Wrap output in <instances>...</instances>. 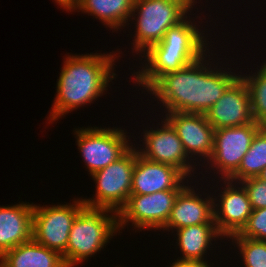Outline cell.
<instances>
[{
    "instance_id": "obj_1",
    "label": "cell",
    "mask_w": 266,
    "mask_h": 267,
    "mask_svg": "<svg viewBox=\"0 0 266 267\" xmlns=\"http://www.w3.org/2000/svg\"><path fill=\"white\" fill-rule=\"evenodd\" d=\"M213 51L210 48L196 62L181 70L165 74L144 92L150 94V97L153 96L151 99L158 102L156 106L161 104L159 109L162 107L160 110L164 113L205 114L240 76L237 70L231 68L229 62L226 63L230 68L224 67L221 64L223 61L220 62V55L214 54ZM215 55L219 56L216 57L218 62L214 58Z\"/></svg>"
},
{
    "instance_id": "obj_2",
    "label": "cell",
    "mask_w": 266,
    "mask_h": 267,
    "mask_svg": "<svg viewBox=\"0 0 266 267\" xmlns=\"http://www.w3.org/2000/svg\"><path fill=\"white\" fill-rule=\"evenodd\" d=\"M118 52V53H117ZM121 52V53H120ZM120 54L124 55L120 48L116 51L86 54L67 53L63 66L60 68L59 79L56 84V95L52 109H50L47 124L62 119L80 107L91 105L99 97L106 94L109 85L116 79L115 63ZM111 82V83H110Z\"/></svg>"
},
{
    "instance_id": "obj_3",
    "label": "cell",
    "mask_w": 266,
    "mask_h": 267,
    "mask_svg": "<svg viewBox=\"0 0 266 267\" xmlns=\"http://www.w3.org/2000/svg\"><path fill=\"white\" fill-rule=\"evenodd\" d=\"M193 13L190 12L179 24L169 28L159 43L152 45L138 58L141 67L132 73L135 88L137 85V88L142 87L140 90L147 91L160 77L189 66L204 56L209 48H215L208 33L212 30L207 27L202 30V20L209 17L201 18ZM190 15L195 16L194 19Z\"/></svg>"
},
{
    "instance_id": "obj_4",
    "label": "cell",
    "mask_w": 266,
    "mask_h": 267,
    "mask_svg": "<svg viewBox=\"0 0 266 267\" xmlns=\"http://www.w3.org/2000/svg\"><path fill=\"white\" fill-rule=\"evenodd\" d=\"M197 4L196 0H134L128 27L134 26L132 53L138 59L152 45L159 43L165 32L184 20ZM130 25V26H129Z\"/></svg>"
},
{
    "instance_id": "obj_5",
    "label": "cell",
    "mask_w": 266,
    "mask_h": 267,
    "mask_svg": "<svg viewBox=\"0 0 266 267\" xmlns=\"http://www.w3.org/2000/svg\"><path fill=\"white\" fill-rule=\"evenodd\" d=\"M119 234L117 213L85 206L72 223L66 251L62 254L67 267H78L103 251Z\"/></svg>"
},
{
    "instance_id": "obj_6",
    "label": "cell",
    "mask_w": 266,
    "mask_h": 267,
    "mask_svg": "<svg viewBox=\"0 0 266 267\" xmlns=\"http://www.w3.org/2000/svg\"><path fill=\"white\" fill-rule=\"evenodd\" d=\"M137 149L133 144L119 159L91 175L95 195L83 198L85 206L118 213L127 203L132 189V176Z\"/></svg>"
},
{
    "instance_id": "obj_7",
    "label": "cell",
    "mask_w": 266,
    "mask_h": 267,
    "mask_svg": "<svg viewBox=\"0 0 266 267\" xmlns=\"http://www.w3.org/2000/svg\"><path fill=\"white\" fill-rule=\"evenodd\" d=\"M121 127L84 126L73 130L85 169L91 176L119 159L133 144Z\"/></svg>"
},
{
    "instance_id": "obj_8",
    "label": "cell",
    "mask_w": 266,
    "mask_h": 267,
    "mask_svg": "<svg viewBox=\"0 0 266 267\" xmlns=\"http://www.w3.org/2000/svg\"><path fill=\"white\" fill-rule=\"evenodd\" d=\"M159 119L161 121L157 123L156 127L152 124V127H148L150 129H143L141 133L143 135H140L143 138L138 137L142 139L139 141V143L142 141V144H138L140 147L135 145L138 153L150 161L171 165L179 169L187 178L195 180L194 183L197 184L199 182L196 179L198 178L197 175H200V173L202 175L203 170L197 173L200 168L185 152L174 128L164 118ZM158 125L161 126L159 127ZM194 174L197 175L195 176Z\"/></svg>"
},
{
    "instance_id": "obj_9",
    "label": "cell",
    "mask_w": 266,
    "mask_h": 267,
    "mask_svg": "<svg viewBox=\"0 0 266 267\" xmlns=\"http://www.w3.org/2000/svg\"><path fill=\"white\" fill-rule=\"evenodd\" d=\"M261 127V124L252 122L241 126L216 129L212 155L203 166L206 167L205 172L207 169L208 172L210 170L208 174L215 172L205 178L206 182H208L207 178L210 179L213 175L215 177L211 178V181H217V177L229 179L238 170L243 156L249 150L255 134Z\"/></svg>"
},
{
    "instance_id": "obj_10",
    "label": "cell",
    "mask_w": 266,
    "mask_h": 267,
    "mask_svg": "<svg viewBox=\"0 0 266 267\" xmlns=\"http://www.w3.org/2000/svg\"><path fill=\"white\" fill-rule=\"evenodd\" d=\"M181 190H164L148 195L131 194L127 203L117 213L118 231L130 225L135 232L156 230L166 225L176 197ZM121 230V231H120Z\"/></svg>"
},
{
    "instance_id": "obj_11",
    "label": "cell",
    "mask_w": 266,
    "mask_h": 267,
    "mask_svg": "<svg viewBox=\"0 0 266 267\" xmlns=\"http://www.w3.org/2000/svg\"><path fill=\"white\" fill-rule=\"evenodd\" d=\"M84 207L82 197L66 204H34L32 238L62 255L67 248L72 223Z\"/></svg>"
},
{
    "instance_id": "obj_12",
    "label": "cell",
    "mask_w": 266,
    "mask_h": 267,
    "mask_svg": "<svg viewBox=\"0 0 266 267\" xmlns=\"http://www.w3.org/2000/svg\"><path fill=\"white\" fill-rule=\"evenodd\" d=\"M213 187L218 188L212 193L214 222L218 232L228 240L234 234L239 233L246 225L252 213V207L247 191L240 182L229 179H217ZM219 194H217V193ZM215 193V194H214ZM217 195V196H215Z\"/></svg>"
},
{
    "instance_id": "obj_13",
    "label": "cell",
    "mask_w": 266,
    "mask_h": 267,
    "mask_svg": "<svg viewBox=\"0 0 266 267\" xmlns=\"http://www.w3.org/2000/svg\"><path fill=\"white\" fill-rule=\"evenodd\" d=\"M161 117L174 128L189 158L195 161L199 168L203 167L212 155L215 133L206 115L165 112V115Z\"/></svg>"
},
{
    "instance_id": "obj_14",
    "label": "cell",
    "mask_w": 266,
    "mask_h": 267,
    "mask_svg": "<svg viewBox=\"0 0 266 267\" xmlns=\"http://www.w3.org/2000/svg\"><path fill=\"white\" fill-rule=\"evenodd\" d=\"M192 183L190 181L176 197L170 217L166 225L162 228L163 232L171 231L170 233L172 234L174 230L187 226L215 224L212 192L206 193L205 191L209 190L207 188L203 191V196L202 191L196 188L201 182L197 186L196 184L192 186Z\"/></svg>"
},
{
    "instance_id": "obj_15",
    "label": "cell",
    "mask_w": 266,
    "mask_h": 267,
    "mask_svg": "<svg viewBox=\"0 0 266 267\" xmlns=\"http://www.w3.org/2000/svg\"><path fill=\"white\" fill-rule=\"evenodd\" d=\"M208 122L216 130L255 122L247 85L239 76L205 113Z\"/></svg>"
},
{
    "instance_id": "obj_16",
    "label": "cell",
    "mask_w": 266,
    "mask_h": 267,
    "mask_svg": "<svg viewBox=\"0 0 266 267\" xmlns=\"http://www.w3.org/2000/svg\"><path fill=\"white\" fill-rule=\"evenodd\" d=\"M189 181L193 180L187 178L179 169L150 161L137 150L131 194L148 195L164 190H182Z\"/></svg>"
},
{
    "instance_id": "obj_17",
    "label": "cell",
    "mask_w": 266,
    "mask_h": 267,
    "mask_svg": "<svg viewBox=\"0 0 266 267\" xmlns=\"http://www.w3.org/2000/svg\"><path fill=\"white\" fill-rule=\"evenodd\" d=\"M34 203L20 201L0 206V257L32 239Z\"/></svg>"
},
{
    "instance_id": "obj_18",
    "label": "cell",
    "mask_w": 266,
    "mask_h": 267,
    "mask_svg": "<svg viewBox=\"0 0 266 267\" xmlns=\"http://www.w3.org/2000/svg\"><path fill=\"white\" fill-rule=\"evenodd\" d=\"M174 231L172 235H176L174 239L176 238L175 244H177L175 249H179L181 255L176 258L177 260H173V262L176 263L207 261L208 259L206 257L209 253L208 251H211V254H213L212 250L216 249L215 243H217V245L219 243L216 241H225V238L218 232L216 224H198ZM213 245L215 247H213Z\"/></svg>"
},
{
    "instance_id": "obj_19",
    "label": "cell",
    "mask_w": 266,
    "mask_h": 267,
    "mask_svg": "<svg viewBox=\"0 0 266 267\" xmlns=\"http://www.w3.org/2000/svg\"><path fill=\"white\" fill-rule=\"evenodd\" d=\"M133 7L134 0H75L66 12L81 11L118 33L129 24Z\"/></svg>"
},
{
    "instance_id": "obj_20",
    "label": "cell",
    "mask_w": 266,
    "mask_h": 267,
    "mask_svg": "<svg viewBox=\"0 0 266 267\" xmlns=\"http://www.w3.org/2000/svg\"><path fill=\"white\" fill-rule=\"evenodd\" d=\"M0 267H67L62 255L39 244L33 238L0 257Z\"/></svg>"
},
{
    "instance_id": "obj_21",
    "label": "cell",
    "mask_w": 266,
    "mask_h": 267,
    "mask_svg": "<svg viewBox=\"0 0 266 267\" xmlns=\"http://www.w3.org/2000/svg\"><path fill=\"white\" fill-rule=\"evenodd\" d=\"M266 167V126H262L255 134L251 146L243 156L238 170L229 178L241 182L245 179L258 177Z\"/></svg>"
},
{
    "instance_id": "obj_22",
    "label": "cell",
    "mask_w": 266,
    "mask_h": 267,
    "mask_svg": "<svg viewBox=\"0 0 266 267\" xmlns=\"http://www.w3.org/2000/svg\"><path fill=\"white\" fill-rule=\"evenodd\" d=\"M259 69L244 74L241 71L240 77L243 79L245 84L247 85L249 94H250V102L252 107L253 117L256 123L261 124L262 126H266V59L259 66ZM253 73V74H252ZM251 74V75H250Z\"/></svg>"
},
{
    "instance_id": "obj_23",
    "label": "cell",
    "mask_w": 266,
    "mask_h": 267,
    "mask_svg": "<svg viewBox=\"0 0 266 267\" xmlns=\"http://www.w3.org/2000/svg\"><path fill=\"white\" fill-rule=\"evenodd\" d=\"M232 243L239 252V259L245 267H266V241L241 237L238 233L230 236ZM243 266V267H244Z\"/></svg>"
},
{
    "instance_id": "obj_24",
    "label": "cell",
    "mask_w": 266,
    "mask_h": 267,
    "mask_svg": "<svg viewBox=\"0 0 266 267\" xmlns=\"http://www.w3.org/2000/svg\"><path fill=\"white\" fill-rule=\"evenodd\" d=\"M238 234L241 237L266 241V208L252 210L246 225Z\"/></svg>"
},
{
    "instance_id": "obj_25",
    "label": "cell",
    "mask_w": 266,
    "mask_h": 267,
    "mask_svg": "<svg viewBox=\"0 0 266 267\" xmlns=\"http://www.w3.org/2000/svg\"><path fill=\"white\" fill-rule=\"evenodd\" d=\"M247 191L252 210L266 208V182L252 177L240 182Z\"/></svg>"
},
{
    "instance_id": "obj_26",
    "label": "cell",
    "mask_w": 266,
    "mask_h": 267,
    "mask_svg": "<svg viewBox=\"0 0 266 267\" xmlns=\"http://www.w3.org/2000/svg\"><path fill=\"white\" fill-rule=\"evenodd\" d=\"M208 261H211V260H207V261H198V262H188L187 264L190 266V267H213L214 263H209ZM212 264V266H211Z\"/></svg>"
},
{
    "instance_id": "obj_27",
    "label": "cell",
    "mask_w": 266,
    "mask_h": 267,
    "mask_svg": "<svg viewBox=\"0 0 266 267\" xmlns=\"http://www.w3.org/2000/svg\"><path fill=\"white\" fill-rule=\"evenodd\" d=\"M58 6L66 11L75 0H54Z\"/></svg>"
},
{
    "instance_id": "obj_28",
    "label": "cell",
    "mask_w": 266,
    "mask_h": 267,
    "mask_svg": "<svg viewBox=\"0 0 266 267\" xmlns=\"http://www.w3.org/2000/svg\"><path fill=\"white\" fill-rule=\"evenodd\" d=\"M168 267H190V266L187 263L173 262L172 264L170 263V266L168 265Z\"/></svg>"
},
{
    "instance_id": "obj_29",
    "label": "cell",
    "mask_w": 266,
    "mask_h": 267,
    "mask_svg": "<svg viewBox=\"0 0 266 267\" xmlns=\"http://www.w3.org/2000/svg\"><path fill=\"white\" fill-rule=\"evenodd\" d=\"M258 178H260L261 180H263L264 182H266V167L262 170V172L260 173V175L258 176Z\"/></svg>"
}]
</instances>
